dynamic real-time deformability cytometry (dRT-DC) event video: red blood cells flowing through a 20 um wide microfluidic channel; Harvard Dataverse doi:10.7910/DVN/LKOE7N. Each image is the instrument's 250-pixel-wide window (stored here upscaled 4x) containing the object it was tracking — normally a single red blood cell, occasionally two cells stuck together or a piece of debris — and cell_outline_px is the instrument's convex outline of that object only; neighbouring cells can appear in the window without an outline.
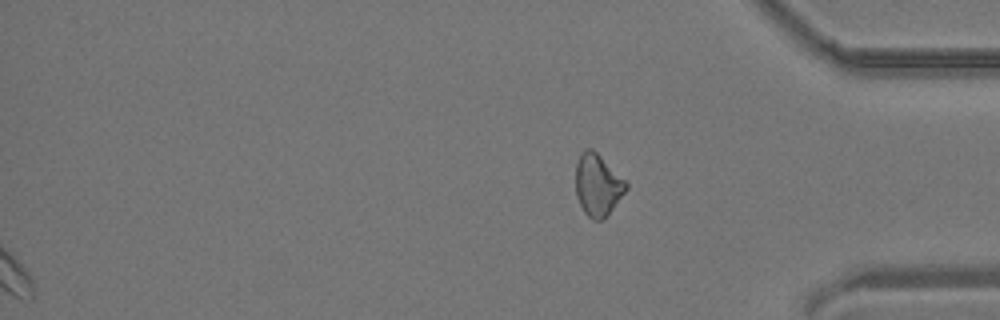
{"species": "common noctule bat (a hibernating species)", "species_latin": "Nyctalus noctula", "temperature_condition": "room temperature", "stored_images_in_passage": 34, "segment_of_instrument_passage": [2, 2], "camera_frame_rate_fps": 3000, "um_per_image_px": 0.085, "animal": {"sex": "male", "body_mass_g": 19.2, "forearm_length_mm": 51.8}, "frame": {"image": 1, "passage_image": 34, "time_ms": 11.0, "image_size_px": [1000, 320], "cell_outline_px": [[628, 188], [604, 220], [592, 220], [584, 212], [576, 196], [576, 164], [580, 152], [584, 148], [592, 148], [628, 184]], "centroid_in_image_um": [50.78, 15.73], "position_along_channel_um": 384.4, "area_um2": 18.09}}